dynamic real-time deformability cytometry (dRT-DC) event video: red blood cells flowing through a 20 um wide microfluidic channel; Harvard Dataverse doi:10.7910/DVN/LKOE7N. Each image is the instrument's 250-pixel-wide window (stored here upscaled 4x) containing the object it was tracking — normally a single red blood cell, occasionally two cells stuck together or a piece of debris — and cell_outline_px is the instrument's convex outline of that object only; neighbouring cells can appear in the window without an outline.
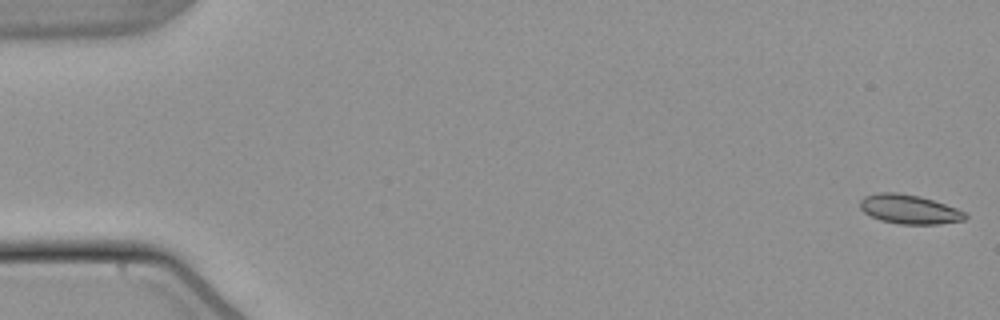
{"species": "common noctule bat (a hibernating species)", "species_latin": "Nyctalus noctula", "temperature_condition": "warm", "stored_images_in_passage": 54, "camera_frame_rate_fps": 3000, "um_per_image_px": 0.085, "animal": {"sex": "male", "body_mass_g": 21.5, "forearm_length_mm": 52.0}, "frame": {"image": 1, "passage_image": 1, "time_ms": 0.0, "image_size_px": [1000, 320], "cell_outline_px": [[968, 216], [964, 220], [936, 224], [900, 224], [880, 220], [864, 212], [860, 208], [860, 200], [864, 196], [880, 192], [896, 192], [920, 196], [956, 208], [964, 212]], "centroid_in_image_um": [77.26, 17.78], "position_along_channel_um": 7.7, "area_um2": 17.74}}
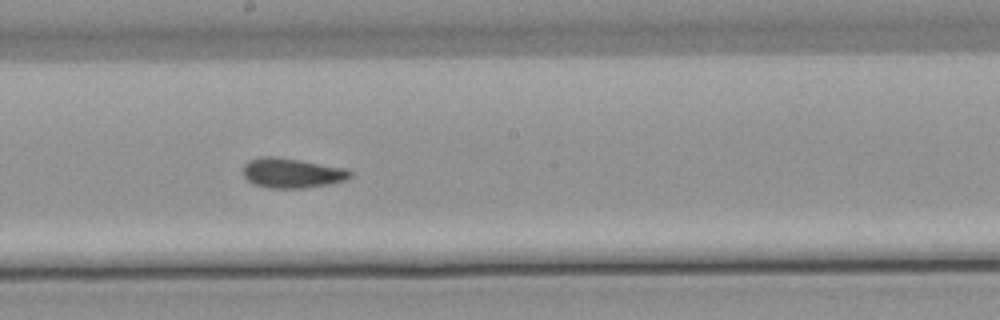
{"frame": {"image": 2, "passage_image": 30, "time_ms": 9.667, "image_size_px": [1000, 320], "cell_outline_px": [[352, 176], [344, 180], [328, 184], [304, 188], [268, 188], [252, 184], [244, 176], [244, 164], [248, 160], [260, 156], [272, 156], [300, 160], [348, 168], [352, 172]], "centroid_in_image_um": [24.81, 14.7], "position_along_channel_um": 223.4, "area_um2": 18.73}}
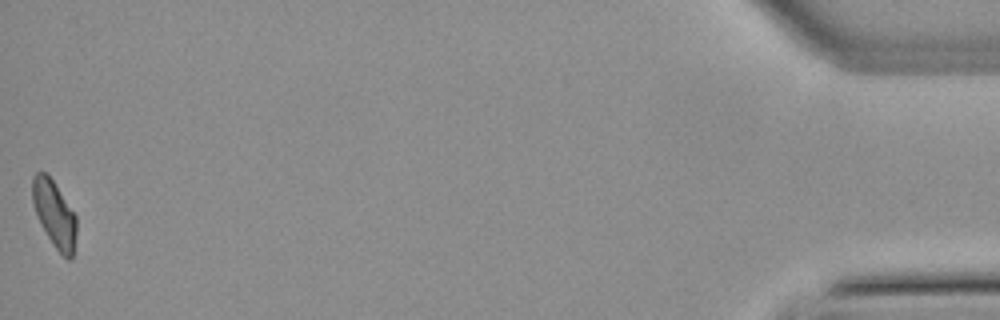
{"frame": {"image": 3, "passage_image": 54, "time_ms": 17.667, "image_size_px": [1000, 320], "cell_outline_px": [[76, 232], [72, 260], [68, 260], [56, 248], [40, 224], [32, 204], [32, 176], [36, 172], [44, 172], [52, 180], [76, 216]], "centroid_in_image_um": [4.6, 18.19], "position_along_channel_um": 430.6, "area_um2": 16.82}, "authors_computed_cell_mechanics": {"area_um2": 17.8024, "velocity_mm_per_s": 3.8228, "shape_relaxation_time_tau1_ms": null, "shape_relaxation_time_tau2_ms": 2.0596, "deformation_change_tau1": null, "deformation_change_tau2": 0.061}}